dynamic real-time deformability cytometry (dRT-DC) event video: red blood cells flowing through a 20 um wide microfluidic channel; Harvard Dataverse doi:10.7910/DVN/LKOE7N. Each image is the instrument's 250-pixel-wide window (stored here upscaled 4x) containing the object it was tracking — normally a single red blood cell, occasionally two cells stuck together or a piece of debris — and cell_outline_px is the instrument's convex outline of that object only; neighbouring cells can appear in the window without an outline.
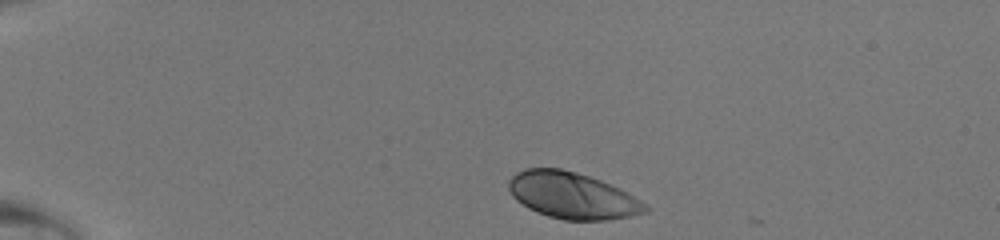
{"species": "human", "species_latin": "Homo sapiens", "temperature_condition": "room temperature", "stored_images_in_passage": 38, "camera_frame_rate_fps": 3000, "um_per_image_px": 0.085, "donor": {"sex": "male"}, "frame": {"image": 1, "passage_image": 1, "time_ms": 0.0, "image_size_px": [1000, 240], "cell_outline_px": [[648, 212], [632, 216], [608, 220], [564, 220], [548, 216], [536, 212], [528, 208], [516, 200], [512, 196], [508, 188], [508, 180], [516, 172], [524, 168], [560, 168], [576, 172], [600, 180], [640, 200], [648, 208]], "centroid_in_image_um": [48.59, 16.62], "position_along_channel_um": 36.4, "area_um2": 36.76}}
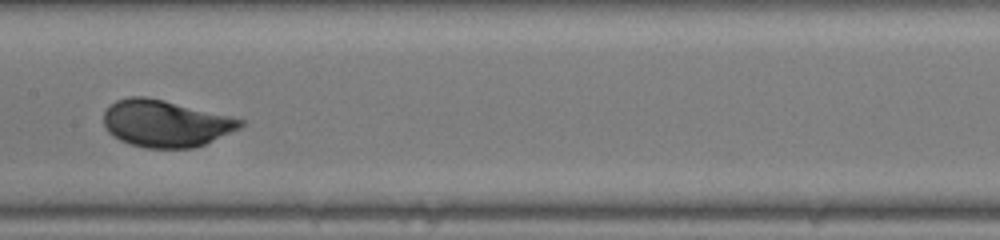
{"frame": {"image": 2, "passage_image": 17, "time_ms": 5.333, "image_size_px": [1000, 240], "cell_outline_px": [[244, 124], [240, 128], [204, 144], [192, 148], [144, 148], [128, 144], [112, 136], [108, 132], [104, 124], [104, 112], [116, 100], [128, 96], [144, 96], [164, 100], [232, 116], [244, 120]], "centroid_in_image_um": [14.06, 10.49], "position_along_channel_um": 193.3, "area_um2": 37.4}}
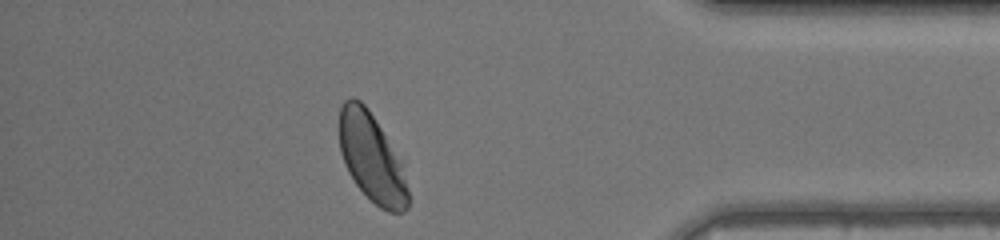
{"frame": {"image": 3, "passage_image": 33, "time_ms": 10.667, "image_size_px": [1000, 240], "cell_outline_px": [[408, 208], [404, 212], [388, 212], [380, 208], [356, 184], [348, 172], [344, 164], [340, 152], [340, 108], [344, 100], [348, 96], [352, 96], [360, 100], [368, 108], [404, 160], [408, 192]], "centroid_in_image_um": [31.63, 13.38], "position_along_channel_um": 403.6, "area_um2": 36.18}}